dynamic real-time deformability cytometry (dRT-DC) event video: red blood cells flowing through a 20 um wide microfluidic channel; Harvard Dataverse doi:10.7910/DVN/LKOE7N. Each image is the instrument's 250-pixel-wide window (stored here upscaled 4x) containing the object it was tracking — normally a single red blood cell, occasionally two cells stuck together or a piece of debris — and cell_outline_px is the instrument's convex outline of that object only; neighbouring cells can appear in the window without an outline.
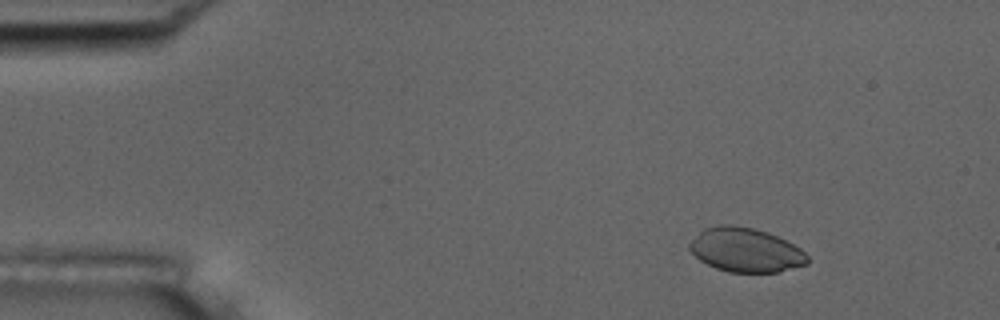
{"species": "common noctule bat (a hibernating species)", "species_latin": "Nyctalus noctula", "temperature_condition": "room temperature", "stored_images_in_passage": 54, "camera_frame_rate_fps": 3000, "um_per_image_px": 0.085, "animal": {"sex": "male", "body_mass_g": 17.5, "forearm_length_mm": 52.3}, "frame": {"image": 1, "passage_image": 7, "time_ms": 2.0, "image_size_px": [1000, 320], "cell_outline_px": [[808, 264], [776, 272], [728, 272], [716, 268], [700, 260], [688, 248], [688, 244], [704, 228], [720, 224], [732, 224], [752, 228], [768, 232], [800, 248], [808, 256]], "centroid_in_image_um": [63.37, 21.24], "position_along_channel_um": 21.6, "area_um2": 30.11}}
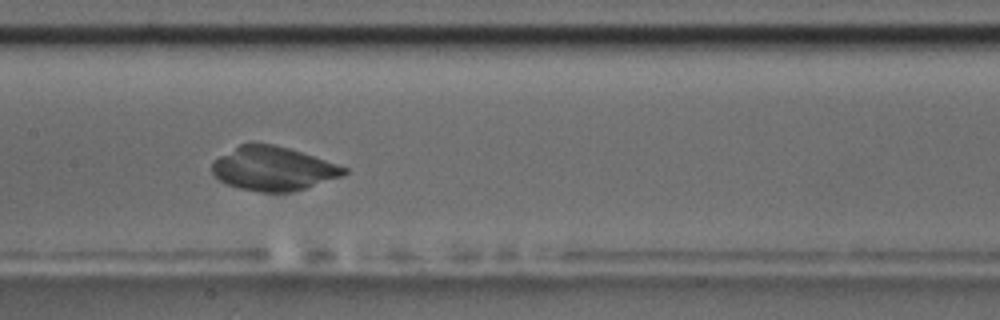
{"frame": {"image": 2, "passage_image": 27, "time_ms": 8.667, "image_size_px": [1000, 320], "cell_outline_px": [[348, 172], [344, 176], [304, 188], [284, 192], [260, 192], [240, 188], [228, 184], [220, 180], [212, 172], [212, 160], [240, 144], [272, 144], [288, 148], [348, 168]], "centroid_in_image_um": [23.21, 14.33], "position_along_channel_um": 184.2, "area_um2": 33.23}}